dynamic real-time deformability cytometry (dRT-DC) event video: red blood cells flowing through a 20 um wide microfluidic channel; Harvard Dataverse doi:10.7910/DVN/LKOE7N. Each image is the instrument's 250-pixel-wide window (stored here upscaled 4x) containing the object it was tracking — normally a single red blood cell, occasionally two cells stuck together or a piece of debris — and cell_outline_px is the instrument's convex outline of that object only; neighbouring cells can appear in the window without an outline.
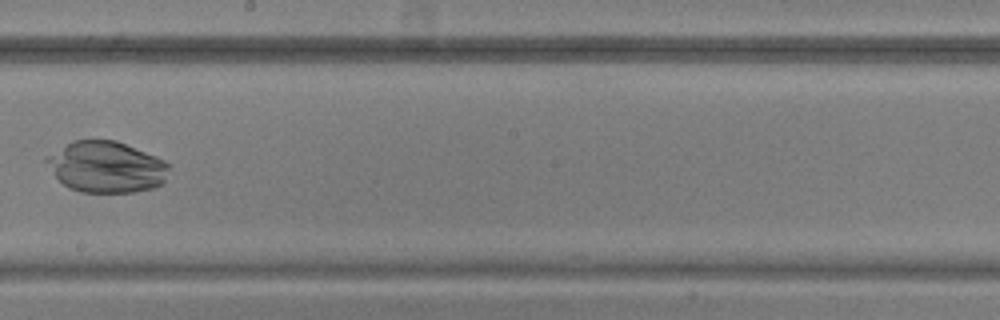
{"species": "common noctule bat (a hibernating species)", "species_latin": "Nyctalus noctula", "temperature_condition": "warm", "stored_images_in_passage": 8, "camera_frame_rate_fps": 3000, "um_per_image_px": 0.085, "animal": {"sex": "male", "body_mass_g": 20.5, "forearm_length_mm": 52.5}, "frame": {"image": 1, "passage_image": 7, "time_ms": 8.0, "image_size_px": [1000, 320], "cell_outline_px": [[172, 164], [164, 180], [160, 184], [152, 188], [132, 192], [80, 192], [68, 188], [56, 176], [44, 160], [48, 156], [72, 140], [116, 140], [156, 156]], "centroid_in_image_um": [9.06, 14.19], "position_along_channel_um": 239.1, "area_um2": 36.36}}
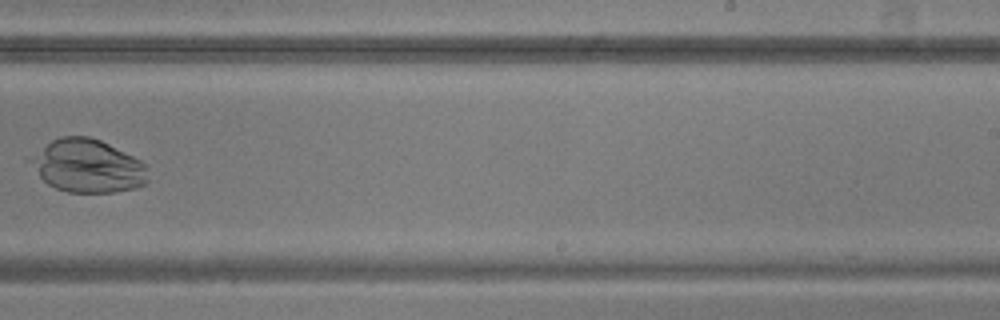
{"frame": {"image": 2, "passage_image": 8, "time_ms": 9.0, "image_size_px": [1000, 320], "cell_outline_px": [[148, 180], [144, 184], [136, 188], [116, 192], [68, 192], [56, 188], [48, 184], [24, 160], [52, 140], [60, 136], [88, 136], [100, 140], [140, 160], [144, 164]], "centroid_in_image_um": [7.39, 14.11], "position_along_channel_um": 281.6, "area_um2": 36.3}}